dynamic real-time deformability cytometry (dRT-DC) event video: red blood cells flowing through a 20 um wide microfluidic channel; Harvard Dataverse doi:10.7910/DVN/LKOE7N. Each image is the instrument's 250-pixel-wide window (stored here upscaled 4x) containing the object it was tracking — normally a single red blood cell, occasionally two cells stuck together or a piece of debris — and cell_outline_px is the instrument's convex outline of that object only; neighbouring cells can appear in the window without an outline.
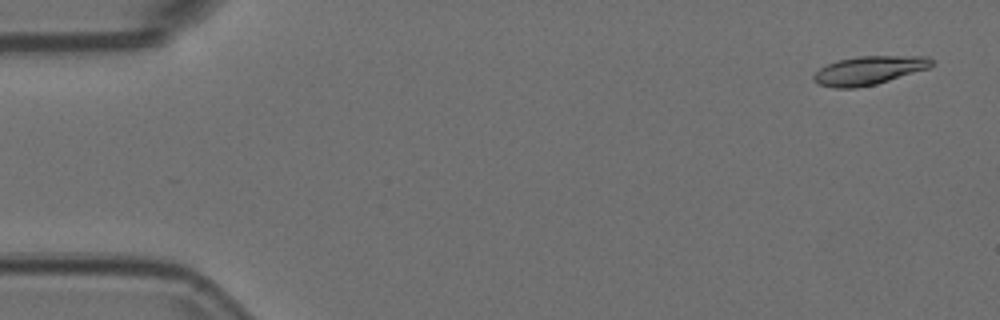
{"species": "Egyptian fruit bat (a non-hibernating species)", "species_latin": "Rousettus aegyptiacus", "temperature_condition": "room temperature", "stored_images_in_passage": 54, "camera_frame_rate_fps": 3000, "um_per_image_px": 0.085, "animal": {"sex": "female"}, "frame": {"image": 1, "passage_image": 3, "time_ms": 0.667, "image_size_px": [1000, 320], "cell_outline_px": [[932, 64], [928, 68], [876, 84], [856, 88], [832, 88], [820, 84], [812, 80], [812, 76], [820, 68], [828, 64], [840, 60], [860, 56], [928, 56], [932, 60]], "centroid_in_image_um": [73.83, 5.99], "position_along_channel_um": 11.2, "area_um2": 19.42}}
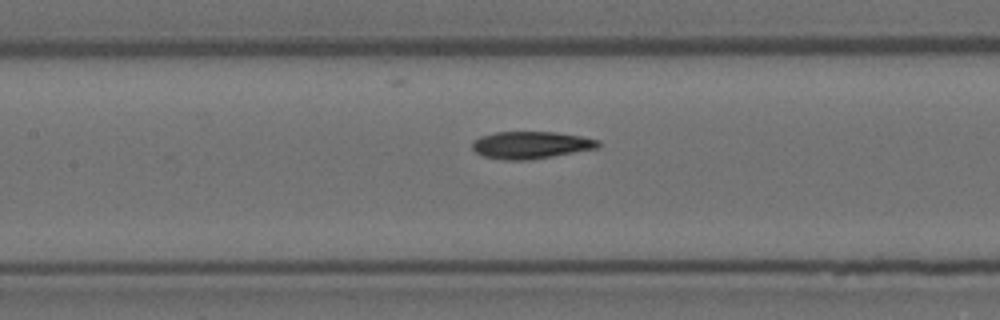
{"frame": {"image": 2, "passage_image": 25, "time_ms": 8.0, "image_size_px": [1000, 320], "cell_outline_px": [[600, 148], [528, 160], [504, 160], [484, 156], [476, 152], [472, 148], [472, 144], [480, 136], [496, 132], [556, 132], [580, 136], [600, 140]], "centroid_in_image_um": [45.16, 12.32], "position_along_channel_um": 162.2, "area_um2": 19.94}}
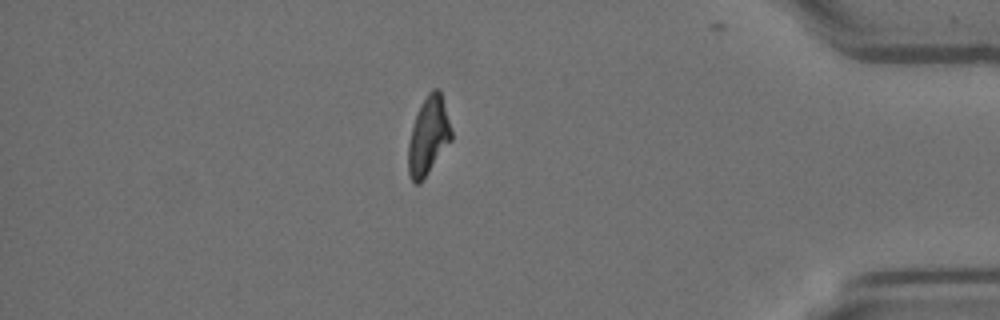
{"frame": {"image": 3, "passage_image": 47, "time_ms": 15.333, "image_size_px": [1000, 320], "cell_outline_px": [[452, 140], [420, 184], [416, 184], [412, 180], [408, 172], [408, 144], [412, 128], [420, 104], [428, 92], [432, 88], [436, 88], [440, 92], [452, 132]], "centroid_in_image_um": [36.4, 11.57], "position_along_channel_um": 398.8, "area_um2": 19.36}, "authors_computed_cell_mechanics": {"area_um2": 19.7965, "velocity_mm_per_s": 3.7485, "shape_relaxation_time_tau1_ms": 8.758, "shape_relaxation_time_tau2_ms": 6.3572, "deformation_change_tau1": 0.2641, "deformation_change_tau2": 0.1482}}